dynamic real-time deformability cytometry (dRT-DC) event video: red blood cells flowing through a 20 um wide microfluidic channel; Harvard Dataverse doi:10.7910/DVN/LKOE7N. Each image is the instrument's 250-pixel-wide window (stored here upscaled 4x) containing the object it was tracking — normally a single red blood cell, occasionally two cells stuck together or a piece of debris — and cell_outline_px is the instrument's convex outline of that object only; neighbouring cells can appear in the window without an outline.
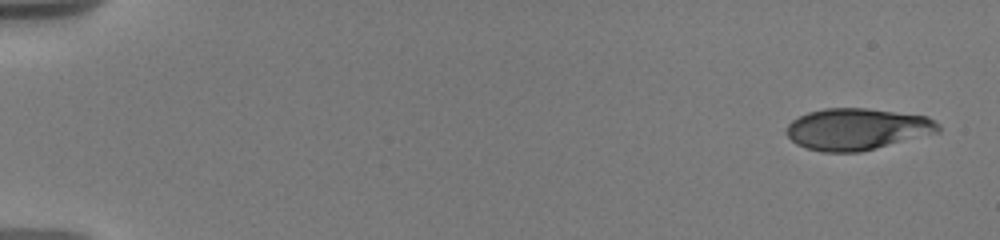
{"species": "human", "species_latin": "Homo sapiens", "temperature_condition": "warm", "stored_images_in_passage": 39, "camera_frame_rate_fps": 3000, "um_per_image_px": 0.085, "donor": {"sex": "male"}, "frame": {"image": 1, "passage_image": 1, "time_ms": 0.0, "image_size_px": [1000, 240], "cell_outline_px": [[940, 132], [860, 152], [820, 152], [796, 144], [784, 132], [788, 124], [792, 120], [808, 112], [824, 108], [868, 108], [928, 116], [936, 120], [940, 124]], "centroid_in_image_um": [72.87, 10.97], "position_along_channel_um": 12.1, "area_um2": 37.05}}
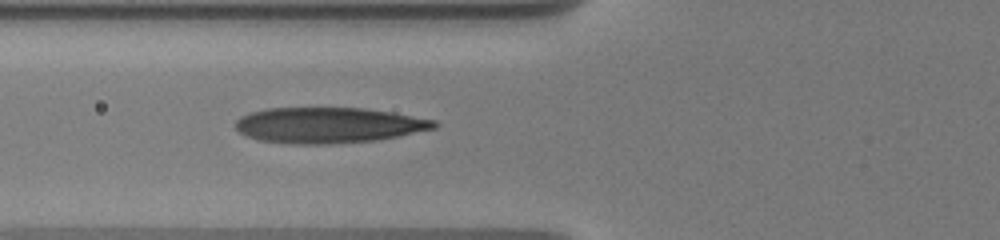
{"frame": {"image": 2, "passage_image": 29, "time_ms": 6.667, "image_size_px": [1000, 240], "cell_outline_px": [[440, 124], [436, 128], [376, 140], [328, 144], [300, 144], [260, 140], [248, 136], [240, 132], [236, 128], [236, 120], [240, 116], [248, 112], [268, 108], [364, 108], [392, 112], [436, 120]], "centroid_in_image_um": [27.93, 10.63], "position_along_channel_um": 97.9, "area_um2": 41.15}}
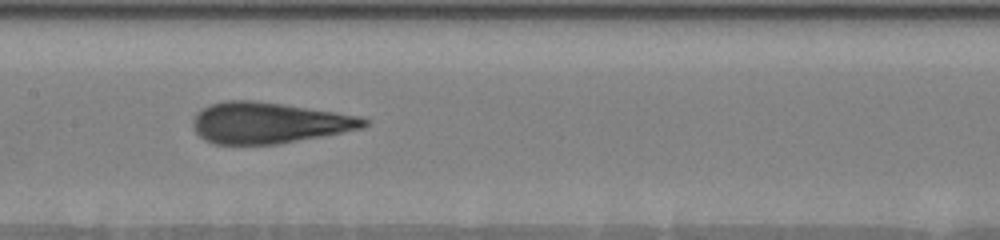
{"frame": {"image": 3, "passage_image": 38, "time_ms": 9.0, "image_size_px": [1000, 240], "cell_outline_px": [[368, 124], [364, 128], [276, 144], [216, 144], [204, 140], [192, 128], [192, 120], [196, 112], [208, 104], [224, 100], [252, 100], [336, 112], [360, 116], [368, 120]], "centroid_in_image_um": [22.79, 10.43], "position_along_channel_um": 184.6, "area_um2": 40.81}}